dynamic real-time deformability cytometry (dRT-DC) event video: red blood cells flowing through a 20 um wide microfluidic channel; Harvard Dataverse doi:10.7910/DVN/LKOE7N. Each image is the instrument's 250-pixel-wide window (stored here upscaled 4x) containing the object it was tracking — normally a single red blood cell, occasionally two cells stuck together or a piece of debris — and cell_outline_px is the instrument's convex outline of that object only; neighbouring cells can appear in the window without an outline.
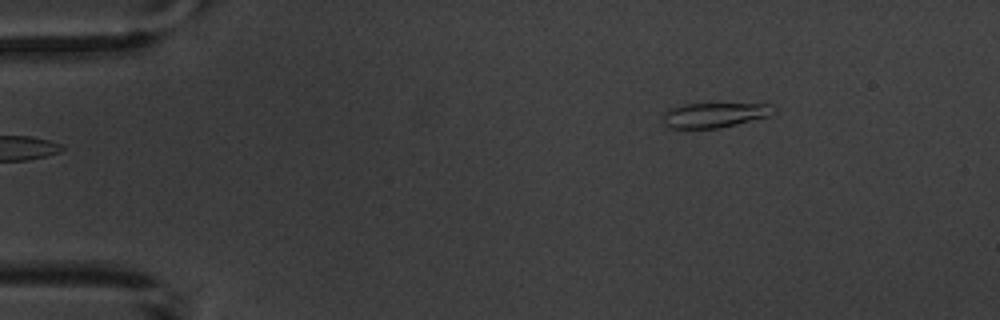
{"species": "common noctule bat (a hibernating species)", "species_latin": "Nyctalus noctula", "temperature_condition": "warm", "stored_images_in_passage": 5, "camera_frame_rate_fps": 3000, "um_per_image_px": 0.085, "animal": {"sex": "male", "body_mass_g": 20.1, "forearm_length_mm": 53.5}, "frame": {"image": 1, "passage_image": 5, "time_ms": 5.333, "image_size_px": [1000, 320], "cell_outline_px": [[776, 112], [768, 116], [720, 128], [668, 128], [664, 124], [664, 112], [668, 108], [684, 104], [772, 104], [776, 108]], "centroid_in_image_um": [60.73, 9.77], "position_along_channel_um": 24.3, "area_um2": 16.01}}